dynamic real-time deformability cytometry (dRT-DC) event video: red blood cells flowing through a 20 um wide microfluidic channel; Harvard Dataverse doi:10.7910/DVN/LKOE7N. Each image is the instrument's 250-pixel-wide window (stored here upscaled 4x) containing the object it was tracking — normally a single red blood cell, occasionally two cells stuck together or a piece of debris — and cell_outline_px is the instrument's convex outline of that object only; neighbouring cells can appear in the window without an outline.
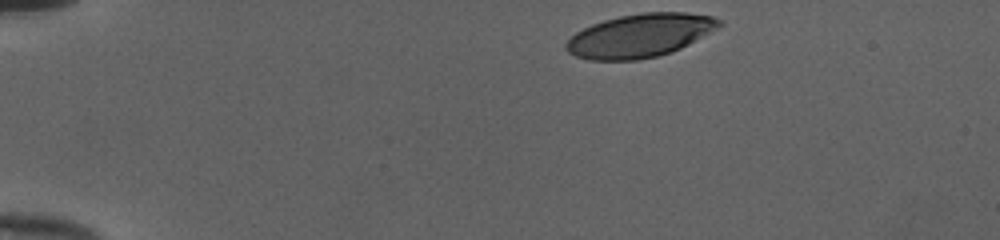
{"species": "human", "species_latin": "Homo sapiens", "temperature_condition": "cold", "stored_images_in_passage": 36, "camera_frame_rate_fps": 3000, "um_per_image_px": 0.085, "donor": {"sex": "female"}, "frame": {"image": 1, "passage_image": 1, "time_ms": 0.0, "image_size_px": [1000, 240], "cell_outline_px": [[724, 24], [720, 28], [672, 52], [656, 56], [636, 60], [588, 60], [576, 56], [568, 52], [564, 48], [564, 44], [576, 32], [592, 24], [604, 20], [620, 16], [640, 12], [684, 12], [712, 16], [720, 20]], "centroid_in_image_um": [54.41, 3.02], "position_along_channel_um": 30.6, "area_um2": 38.78}}
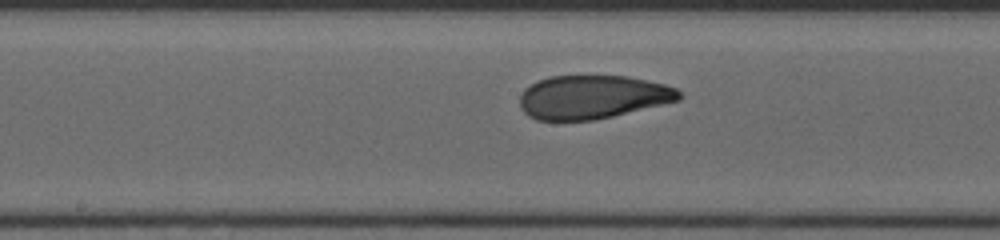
{"frame": {"image": 2, "passage_image": 20, "time_ms": 6.333, "image_size_px": [1000, 240], "cell_outline_px": [[684, 96], [680, 100], [612, 116], [592, 120], [536, 120], [528, 116], [520, 108], [520, 96], [524, 88], [536, 80], [548, 76], [628, 76], [664, 84], [676, 88]], "centroid_in_image_um": [50.34, 8.24], "position_along_channel_um": 197.9, "area_um2": 40.58}}
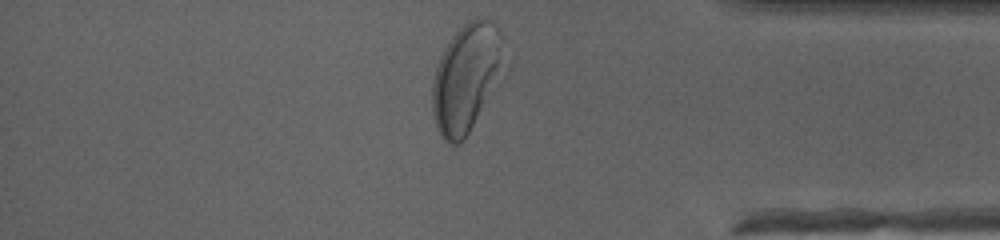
{"frame": {"image": 3, "passage_image": 36, "time_ms": 11.667, "image_size_px": [1000, 240], "cell_outline_px": [[512, 60], [508, 72], [504, 80], [464, 140], [460, 144], [452, 144], [444, 140], [440, 136], [432, 112], [432, 84], [436, 68], [440, 56], [444, 48], [452, 36], [468, 20], [476, 16], [480, 16], [492, 20], [500, 32]], "centroid_in_image_um": [39.79, 6.58], "position_along_channel_um": 395.4, "area_um2": 47.97}, "authors_computed_cell_mechanics": {"area_um2": 41.3559, "velocity_mm_per_s": 3.9996, "shape_relaxation_time_tau1_ms": 3.775, "shape_relaxation_time_tau2_ms": 1.0276, "deformation_change_tau1": 0.1982, "deformation_change_tau2": 0.0741}}